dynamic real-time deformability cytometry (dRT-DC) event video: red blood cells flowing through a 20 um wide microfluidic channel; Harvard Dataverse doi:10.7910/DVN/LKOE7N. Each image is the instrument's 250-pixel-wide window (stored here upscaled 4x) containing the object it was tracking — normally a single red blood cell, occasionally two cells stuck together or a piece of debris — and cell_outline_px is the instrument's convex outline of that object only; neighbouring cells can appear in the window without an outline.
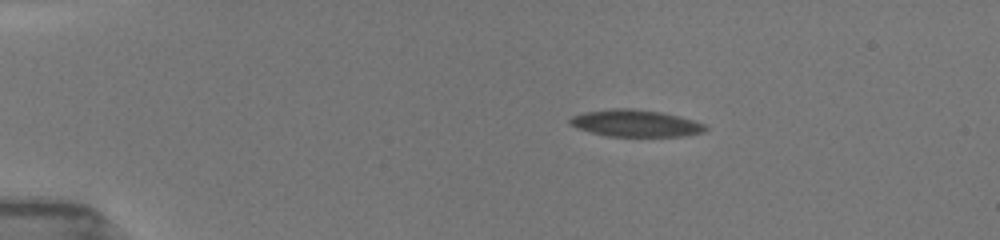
{"species": "common noctule bat (a hibernating species)", "species_latin": "Nyctalus noctula", "temperature_condition": "room temperature", "stored_images_in_passage": 46, "camera_frame_rate_fps": 3000, "um_per_image_px": 0.085, "animal": {"sex": "female", "body_mass_g": 19.5, "forearm_length_mm": 54.1}, "frame": {"image": 1, "passage_image": 6, "time_ms": 2.667, "image_size_px": [1000, 240], "cell_outline_px": [[708, 128], [700, 132], [676, 136], [608, 136], [592, 132], [580, 128], [572, 124], [568, 120], [572, 116], [588, 112], [616, 108], [628, 108], [660, 112], [692, 120], [704, 124]], "centroid_in_image_um": [54.01, 10.48], "position_along_channel_um": 31.0, "area_um2": 20.46}}
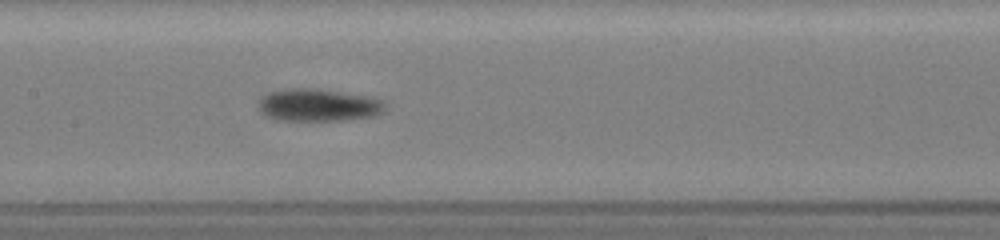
{"frame": {"image": 2, "passage_image": 18, "time_ms": 8.333, "image_size_px": [1000, 240], "cell_outline_px": [[380, 112], [368, 116], [340, 120], [276, 120], [268, 116], [260, 108], [260, 100], [268, 92], [288, 88], [316, 88], [380, 100]], "centroid_in_image_um": [26.9, 8.93], "position_along_channel_um": 180.5, "area_um2": 22.72}}
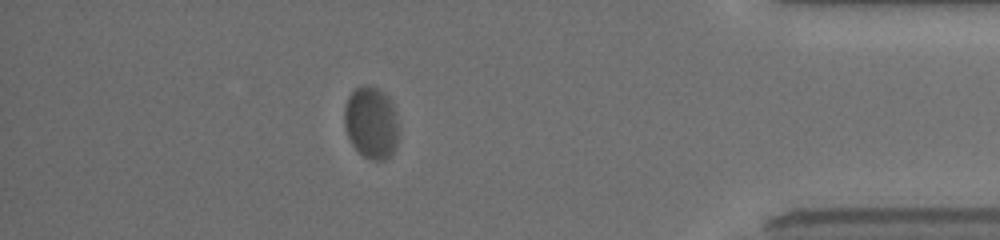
{"frame": {"image": 3, "passage_image": 42, "time_ms": 15.0, "image_size_px": [1000, 240], "cell_outline_px": [[396, 148], [388, 156], [380, 160], [372, 160], [364, 156], [352, 144], [348, 136], [344, 124], [344, 108], [348, 96], [356, 88], [376, 88], [384, 92], [388, 96], [392, 104], [396, 116]], "centroid_in_image_um": [31.53, 10.44], "position_along_channel_um": 403.7, "area_um2": 22.14}, "authors_computed_cell_mechanics": {"area_um2": 22.0796, "velocity_mm_per_s": 3.8611, "shape_relaxation_time_tau1_ms": 3.1862, "shape_relaxation_time_tau2_ms": null, "deformation_change_tau1": 0.0977, "deformation_change_tau2": null}}